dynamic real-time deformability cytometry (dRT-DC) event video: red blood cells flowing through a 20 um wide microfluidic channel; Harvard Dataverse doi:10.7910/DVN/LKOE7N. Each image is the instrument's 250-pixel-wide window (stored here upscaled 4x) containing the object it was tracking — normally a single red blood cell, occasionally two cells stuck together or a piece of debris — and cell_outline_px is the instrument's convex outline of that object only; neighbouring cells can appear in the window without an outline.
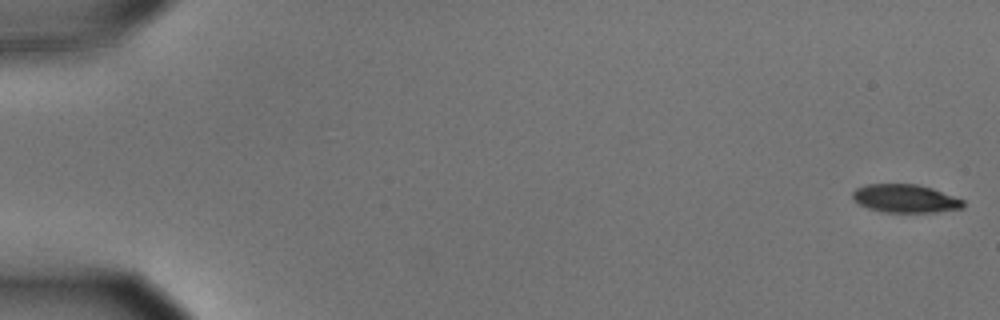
{"species": "common noctule bat (a hibernating species)", "species_latin": "Nyctalus noctula", "temperature_condition": "cold", "stored_images_in_passage": 56, "camera_frame_rate_fps": 3000, "um_per_image_px": 0.085, "animal": {"sex": "male", "body_mass_g": 15.6}, "frame": {"image": 1, "passage_image": 1, "time_ms": 0.0, "image_size_px": [1000, 320], "cell_outline_px": [[964, 208], [936, 212], [884, 212], [868, 208], [860, 204], [852, 196], [852, 192], [856, 188], [868, 184], [916, 184], [932, 188], [964, 200]], "centroid_in_image_um": [76.97, 16.87], "position_along_channel_um": 8.0, "area_um2": 18.09}}
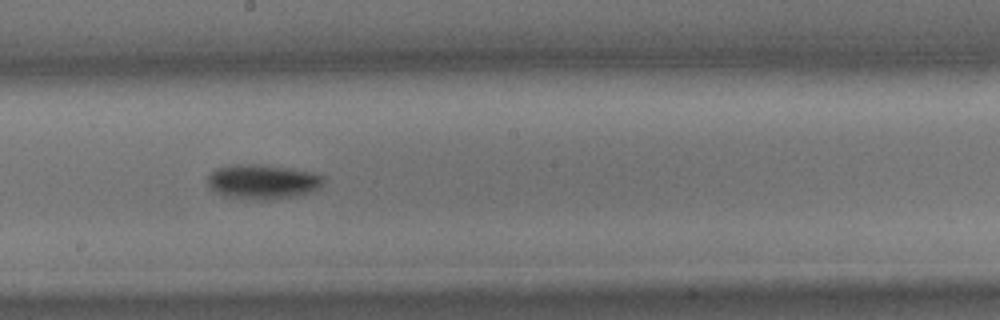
{"frame": {"image": 2, "passage_image": 32, "time_ms": 10.333, "image_size_px": [1000, 320], "cell_outline_px": [[324, 184], [320, 188], [296, 196], [272, 200], [256, 200], [224, 196], [216, 192], [208, 184], [208, 176], [216, 168], [236, 164], [264, 164], [292, 168], [316, 172], [324, 176]], "centroid_in_image_um": [22.38, 15.44], "position_along_channel_um": 225.8, "area_um2": 23.76}}
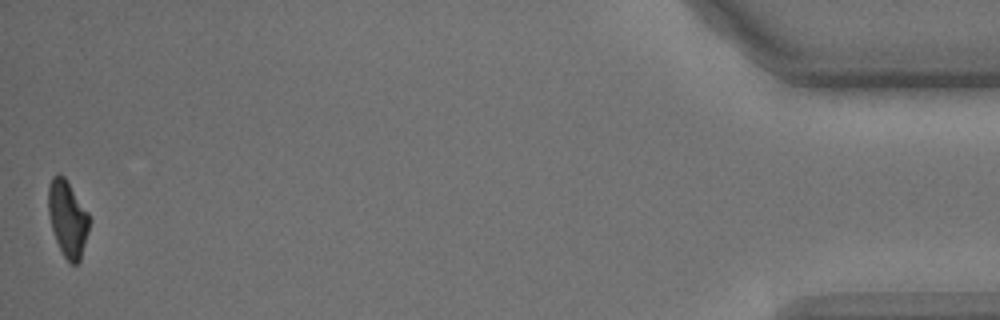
{"frame": {"image": 3, "passage_image": 56, "time_ms": 18.333, "image_size_px": [1000, 320], "cell_outline_px": [[88, 232], [80, 260], [76, 264], [72, 264], [64, 256], [56, 240], [52, 228], [48, 212], [48, 184], [52, 176], [64, 176], [88, 212]], "centroid_in_image_um": [5.73, 18.57], "position_along_channel_um": 429.5, "area_um2": 17.8}, "authors_computed_cell_mechanics": {"area_um2": 20.2011, "velocity_mm_per_s": 3.6057, "shape_relaxation_time_tau1_ms": 2.642, "shape_relaxation_time_tau2_ms": null, "deformation_change_tau1": 0.1277, "deformation_change_tau2": null}}